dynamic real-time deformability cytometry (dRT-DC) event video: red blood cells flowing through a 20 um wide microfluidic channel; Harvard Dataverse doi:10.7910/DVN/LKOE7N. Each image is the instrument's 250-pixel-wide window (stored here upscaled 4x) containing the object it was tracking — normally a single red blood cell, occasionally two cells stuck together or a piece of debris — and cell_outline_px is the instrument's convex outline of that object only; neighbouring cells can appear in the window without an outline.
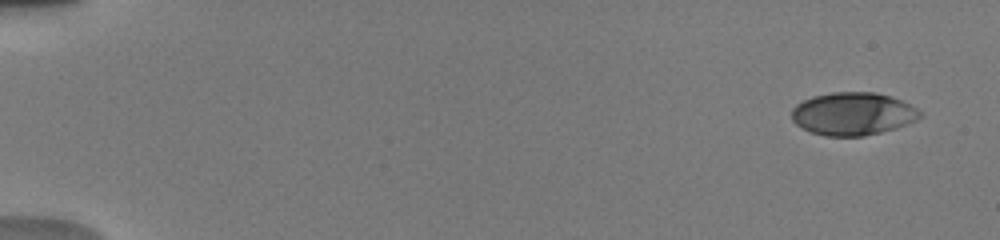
{"species": "human", "species_latin": "Homo sapiens", "temperature_condition": "warm", "stored_images_in_passage": 19, "camera_frame_rate_fps": 3000, "um_per_image_px": 0.085, "donor": {"sex": "male"}, "frame": {"image": 1, "passage_image": 2, "time_ms": 0.333, "image_size_px": [1000, 240], "cell_outline_px": [[924, 116], [916, 120], [896, 128], [864, 136], [824, 136], [812, 132], [796, 124], [792, 120], [792, 108], [796, 104], [812, 96], [832, 92], [876, 92], [892, 96], [916, 108]], "centroid_in_image_um": [72.49, 9.67], "position_along_channel_um": 12.5, "area_um2": 32.02}}
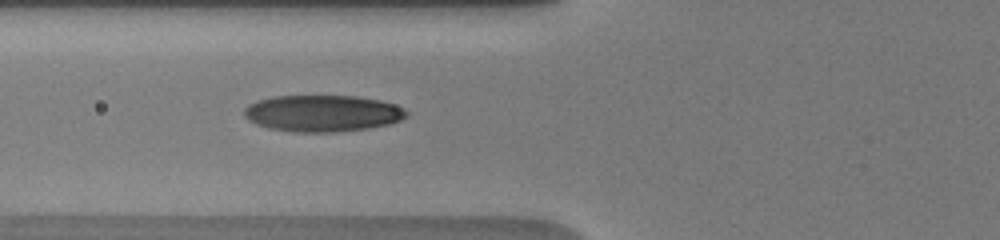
{"frame": {"image": 2, "passage_image": 15, "time_ms": 6.667, "image_size_px": [1000, 240], "cell_outline_px": [[408, 116], [400, 120], [388, 124], [368, 128], [332, 132], [296, 132], [268, 128], [256, 124], [248, 120], [244, 116], [244, 108], [248, 104], [256, 100], [272, 96], [356, 96], [380, 100], [404, 108], [408, 112]], "centroid_in_image_um": [27.38, 9.63], "position_along_channel_um": 98.4, "area_um2": 34.68}}
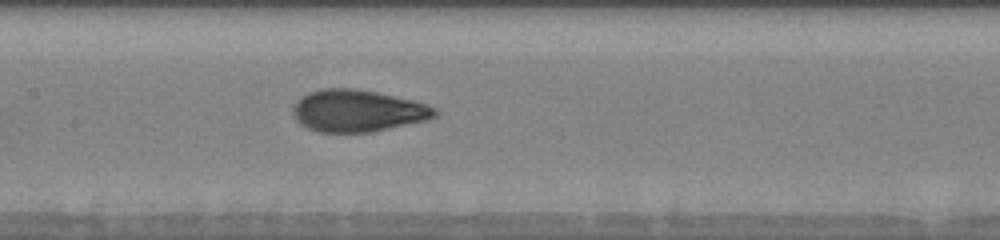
{"frame": {"image": 3, "passage_image": 19, "time_ms": 8.667, "image_size_px": [1000, 240], "cell_outline_px": [[440, 112], [436, 116], [428, 120], [372, 132], [320, 132], [308, 128], [300, 124], [296, 120], [292, 112], [292, 108], [296, 100], [300, 96], [308, 92], [320, 88], [356, 88], [376, 92], [412, 100], [428, 104], [436, 108]], "centroid_in_image_um": [30.39, 9.41], "position_along_channel_um": 177.0, "area_um2": 35.08}}